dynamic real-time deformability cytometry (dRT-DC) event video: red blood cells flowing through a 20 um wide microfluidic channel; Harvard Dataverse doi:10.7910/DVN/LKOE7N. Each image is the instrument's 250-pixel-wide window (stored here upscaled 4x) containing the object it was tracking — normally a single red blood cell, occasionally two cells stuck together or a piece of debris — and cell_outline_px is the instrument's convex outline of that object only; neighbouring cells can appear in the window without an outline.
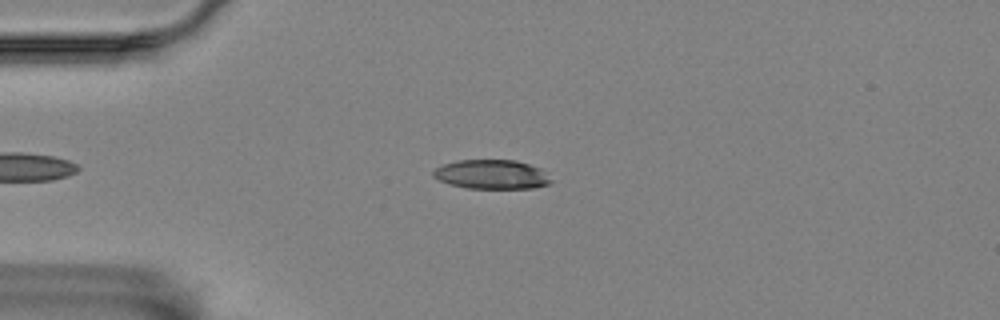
{"species": "Egyptian fruit bat (a non-hibernating species)", "species_latin": "Rousettus aegyptiacus", "temperature_condition": "room temperature", "stored_images_in_passage": 51, "camera_frame_rate_fps": 3000, "um_per_image_px": 0.085, "animal": {"sex": "female"}, "frame": {"image": 1, "passage_image": 13, "time_ms": 4.0, "image_size_px": [1000, 320], "cell_outline_px": [[552, 184], [532, 188], [468, 188], [448, 184], [432, 176], [432, 172], [436, 168], [444, 164], [456, 160], [516, 160], [540, 168], [552, 180]], "centroid_in_image_um": [41.79, 14.82], "position_along_channel_um": 43.2, "area_um2": 20.06}}
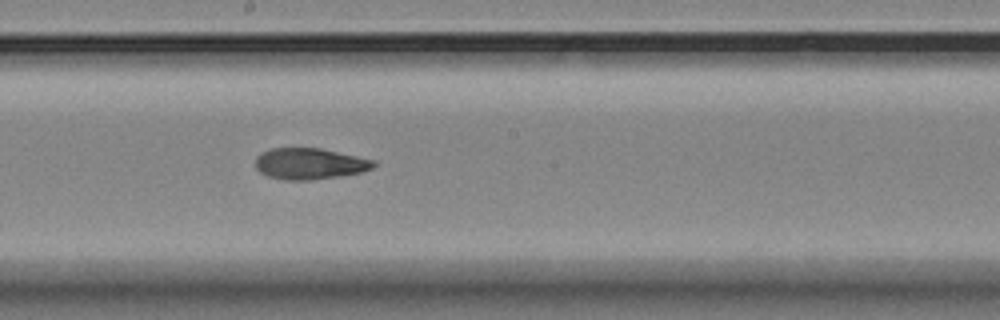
{"frame": {"image": 2, "passage_image": 30, "time_ms": 9.667, "image_size_px": [1000, 320], "cell_outline_px": [[376, 164], [372, 168], [360, 172], [312, 180], [284, 180], [268, 176], [260, 172], [256, 168], [256, 156], [260, 152], [272, 148], [320, 148], [372, 160]], "centroid_in_image_um": [26.25, 13.91], "position_along_channel_um": 222.0, "area_um2": 21.21}}
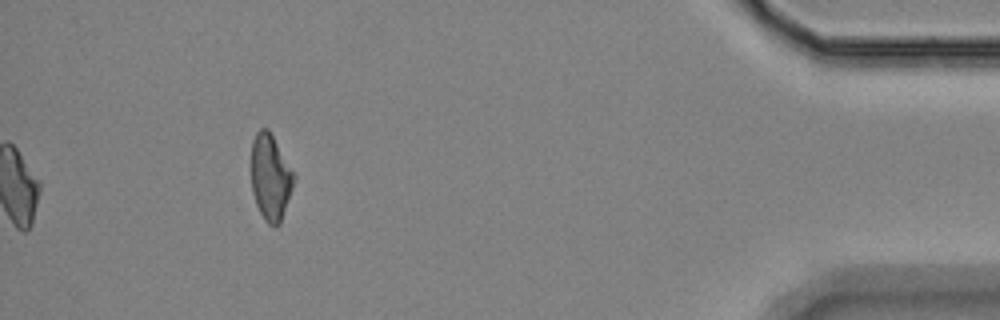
{"frame": {"image": 3, "passage_image": 51, "time_ms": 16.667, "image_size_px": [1000, 320], "cell_outline_px": [[296, 180], [280, 224], [276, 228], [268, 224], [264, 220], [256, 204], [252, 192], [252, 140], [256, 132], [260, 128], [268, 128], [296, 176]], "centroid_in_image_um": [23.0, 15.1], "position_along_channel_um": 412.2, "area_um2": 21.5}, "authors_computed_cell_mechanics": {"area_um2": 21.2126, "velocity_mm_per_s": 3.5275, "shape_relaxation_time_tau1_ms": null, "shape_relaxation_time_tau2_ms": 4.3752, "deformation_change_tau1": null, "deformation_change_tau2": 0.1146}}